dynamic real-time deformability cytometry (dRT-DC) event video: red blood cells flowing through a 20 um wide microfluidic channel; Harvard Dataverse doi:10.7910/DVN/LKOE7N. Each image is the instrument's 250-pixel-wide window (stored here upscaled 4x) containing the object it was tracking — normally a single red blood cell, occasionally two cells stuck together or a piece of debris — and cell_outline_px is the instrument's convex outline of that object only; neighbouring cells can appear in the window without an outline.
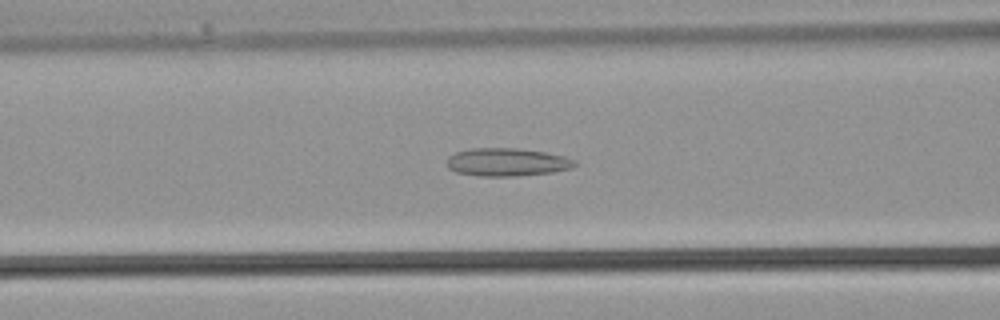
{"species": "common noctule bat (a hibernating species)", "species_latin": "Nyctalus noctula", "temperature_condition": "warm", "stored_images_in_passage": 31, "camera_frame_rate_fps": 3000, "um_per_image_px": 0.085, "animal": {"sex": "male", "body_mass_g": 21.5, "forearm_length_mm": 52.0}, "frame": {"image": 1, "passage_image": 13, "time_ms": 4.0, "image_size_px": [1000, 320], "cell_outline_px": [[576, 164], [572, 168], [552, 172], [516, 176], [480, 176], [456, 172], [448, 168], [448, 156], [456, 152], [472, 148], [520, 148], [544, 152], [564, 156], [576, 160]], "centroid_in_image_um": [43.1, 13.78], "position_along_channel_um": 123.5, "area_um2": 20.87}}
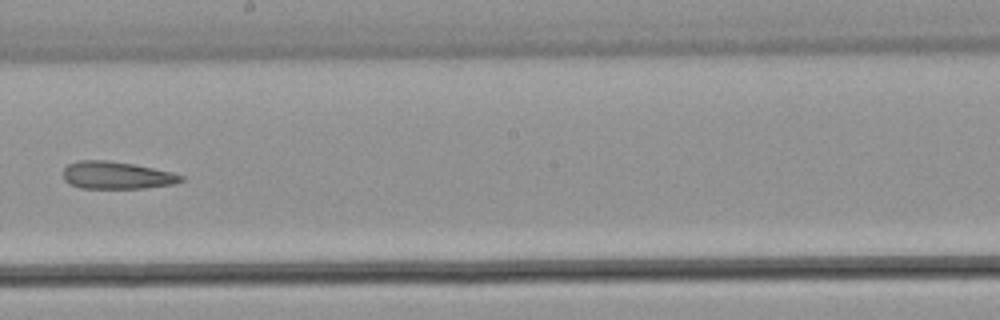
{"frame": {"image": 2, "passage_image": 19, "time_ms": 6.0, "image_size_px": [1000, 320], "cell_outline_px": [[184, 180], [176, 184], [144, 188], [80, 188], [68, 184], [64, 180], [64, 168], [68, 164], [80, 160], [108, 160], [132, 164], [172, 172], [184, 176]], "centroid_in_image_um": [9.92, 14.9], "position_along_channel_um": 238.3, "area_um2": 18.9}}
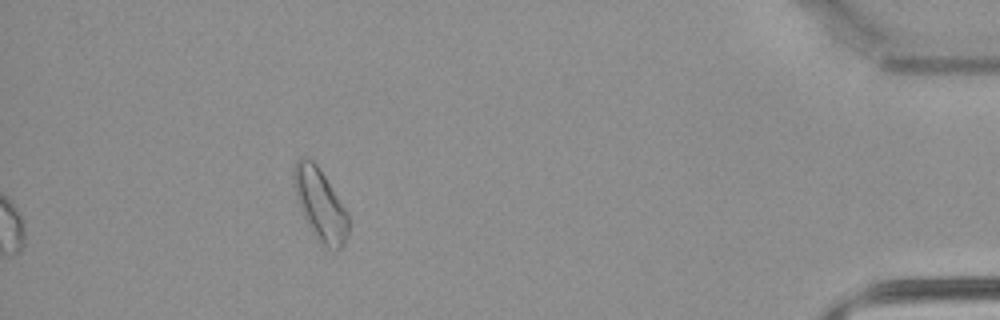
{"frame": {"image": 3, "passage_image": 31, "time_ms": 10.0, "image_size_px": [1000, 320], "cell_outline_px": [[348, 232], [344, 244], [336, 252], [332, 252], [324, 248], [320, 244], [308, 224], [300, 208], [292, 184], [292, 168], [296, 160], [300, 156], [308, 156], [316, 164], [348, 212]], "centroid_in_image_um": [27.19, 17.39], "position_along_channel_um": 408.0, "area_um2": 23.12}}